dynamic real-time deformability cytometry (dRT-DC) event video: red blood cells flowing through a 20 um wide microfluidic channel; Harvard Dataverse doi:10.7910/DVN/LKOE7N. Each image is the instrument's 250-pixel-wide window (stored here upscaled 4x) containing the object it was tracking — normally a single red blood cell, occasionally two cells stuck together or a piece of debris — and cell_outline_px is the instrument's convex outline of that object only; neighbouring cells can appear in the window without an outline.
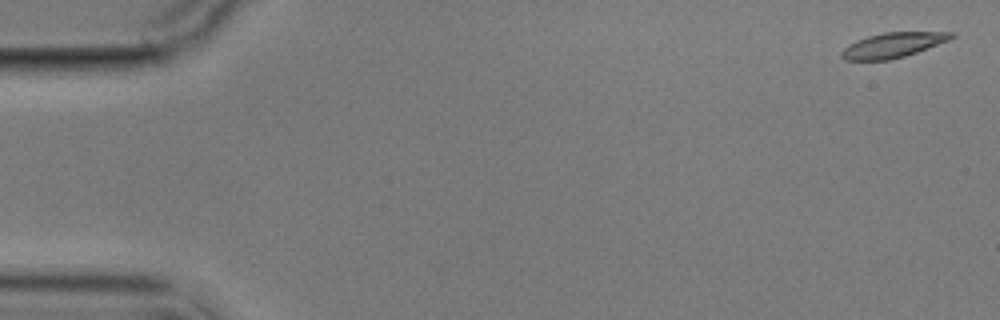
{"species": "common noctule bat (a hibernating species)", "species_latin": "Nyctalus noctula", "temperature_condition": "cold", "stored_images_in_passage": 5, "camera_frame_rate_fps": 3000, "um_per_image_px": 0.085, "animal": {"sex": "male", "body_mass_g": 17.9}, "frame": {"image": 1, "passage_image": 1, "time_ms": 0.0, "image_size_px": [1000, 320], "cell_outline_px": [[956, 36], [948, 40], [916, 52], [904, 56], [888, 60], [844, 60], [840, 56], [840, 52], [848, 44], [856, 40], [868, 36], [884, 32], [956, 32]], "centroid_in_image_um": [75.86, 3.83], "position_along_channel_um": 9.1, "area_um2": 15.9}}
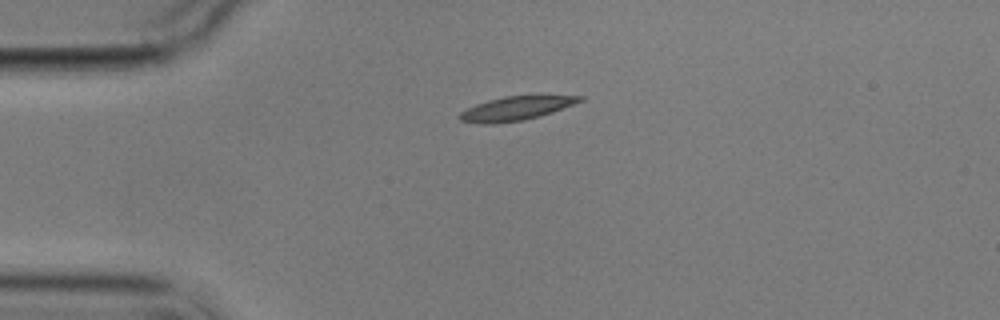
{"frame": {"image": 2, "passage_image": 4, "time_ms": 4.0, "image_size_px": [1000, 320], "cell_outline_px": [[584, 100], [552, 112], [540, 116], [524, 120], [496, 124], [484, 124], [460, 120], [460, 112], [476, 104], [488, 100], [504, 96], [584, 96]], "centroid_in_image_um": [43.84, 9.22], "position_along_channel_um": 41.2, "area_um2": 16.47}}